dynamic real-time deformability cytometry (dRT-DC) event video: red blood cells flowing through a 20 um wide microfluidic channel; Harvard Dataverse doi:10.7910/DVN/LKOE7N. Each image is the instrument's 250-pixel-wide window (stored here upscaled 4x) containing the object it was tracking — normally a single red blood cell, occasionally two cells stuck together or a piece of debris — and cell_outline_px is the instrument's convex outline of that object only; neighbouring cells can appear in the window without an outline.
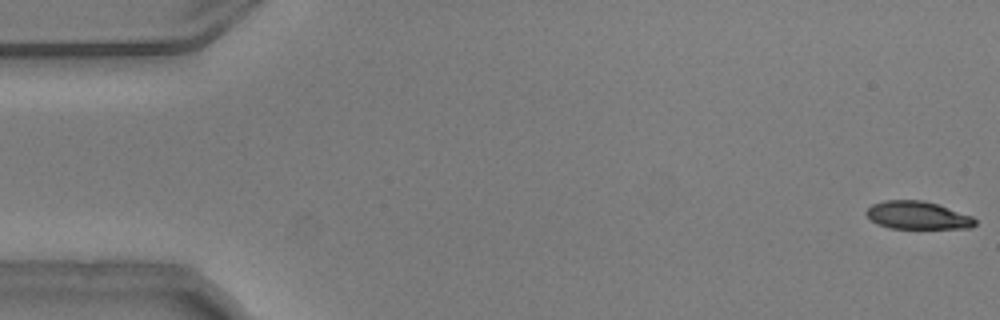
{"species": "common noctule bat (a hibernating species)", "species_latin": "Nyctalus noctula", "temperature_condition": "warm", "stored_images_in_passage": 13, "camera_frame_rate_fps": 3000, "um_per_image_px": 0.085, "animal": {"sex": "male", "body_mass_g": 20.5, "forearm_length_mm": 52.5}, "frame": {"image": 1, "passage_image": 1, "time_ms": 0.0, "image_size_px": [1000, 320], "cell_outline_px": [[976, 224], [972, 228], [892, 228], [876, 224], [864, 212], [872, 204], [884, 200], [924, 200], [972, 216], [976, 220]], "centroid_in_image_um": [77.98, 18.3], "position_along_channel_um": 7.0, "area_um2": 17.57}}